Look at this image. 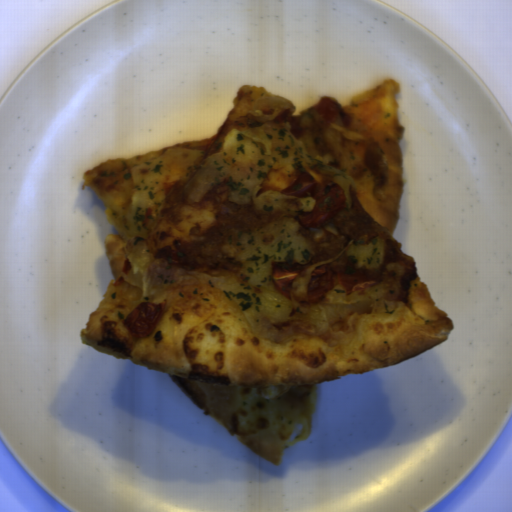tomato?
Masks as SVG:
<instances>
[{
    "label": "tomato",
    "mask_w": 512,
    "mask_h": 512,
    "mask_svg": "<svg viewBox=\"0 0 512 512\" xmlns=\"http://www.w3.org/2000/svg\"><path fill=\"white\" fill-rule=\"evenodd\" d=\"M301 263H275L271 272V281L276 291L284 298L291 299L292 285L303 271Z\"/></svg>",
    "instance_id": "3"
},
{
    "label": "tomato",
    "mask_w": 512,
    "mask_h": 512,
    "mask_svg": "<svg viewBox=\"0 0 512 512\" xmlns=\"http://www.w3.org/2000/svg\"><path fill=\"white\" fill-rule=\"evenodd\" d=\"M337 282L347 296L354 291H362L374 286L375 283L373 279L367 278L365 273L360 270L353 273H339Z\"/></svg>",
    "instance_id": "5"
},
{
    "label": "tomato",
    "mask_w": 512,
    "mask_h": 512,
    "mask_svg": "<svg viewBox=\"0 0 512 512\" xmlns=\"http://www.w3.org/2000/svg\"><path fill=\"white\" fill-rule=\"evenodd\" d=\"M162 312L161 304L142 302L132 310L122 325L130 337L143 339L156 328Z\"/></svg>",
    "instance_id": "2"
},
{
    "label": "tomato",
    "mask_w": 512,
    "mask_h": 512,
    "mask_svg": "<svg viewBox=\"0 0 512 512\" xmlns=\"http://www.w3.org/2000/svg\"><path fill=\"white\" fill-rule=\"evenodd\" d=\"M334 285V275L330 268L325 265L316 267L312 271L307 285L306 295L308 301L311 304L319 303L333 290Z\"/></svg>",
    "instance_id": "4"
},
{
    "label": "tomato",
    "mask_w": 512,
    "mask_h": 512,
    "mask_svg": "<svg viewBox=\"0 0 512 512\" xmlns=\"http://www.w3.org/2000/svg\"><path fill=\"white\" fill-rule=\"evenodd\" d=\"M283 194L313 198L312 209L305 215H298L304 229L320 227L343 211L346 205V194L340 185L335 181H318L305 172Z\"/></svg>",
    "instance_id": "1"
}]
</instances>
